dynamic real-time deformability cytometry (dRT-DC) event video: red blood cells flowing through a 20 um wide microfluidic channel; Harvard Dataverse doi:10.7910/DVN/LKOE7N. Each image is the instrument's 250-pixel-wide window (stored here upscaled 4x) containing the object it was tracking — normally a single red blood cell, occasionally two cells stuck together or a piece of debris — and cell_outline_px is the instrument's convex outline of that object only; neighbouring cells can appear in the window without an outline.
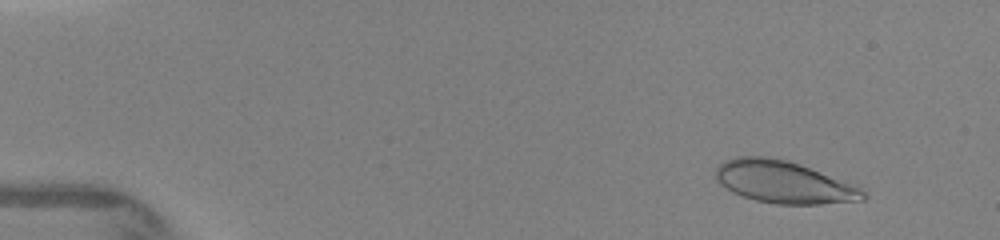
{"species": "human", "species_latin": "Homo sapiens", "temperature_condition": "warm", "stored_images_in_passage": 39, "camera_frame_rate_fps": 3000, "um_per_image_px": 0.085, "donor": {"sex": "female"}, "frame": {"image": 1, "passage_image": 4, "time_ms": 1.0, "image_size_px": [1000, 240], "cell_outline_px": [[868, 196], [864, 200], [820, 204], [776, 204], [756, 200], [732, 192], [720, 184], [716, 180], [716, 168], [724, 160], [736, 156], [768, 156], [788, 160], [800, 164], [860, 188]], "centroid_in_image_um": [66.57, 15.47], "position_along_channel_um": 18.4, "area_um2": 36.01}}
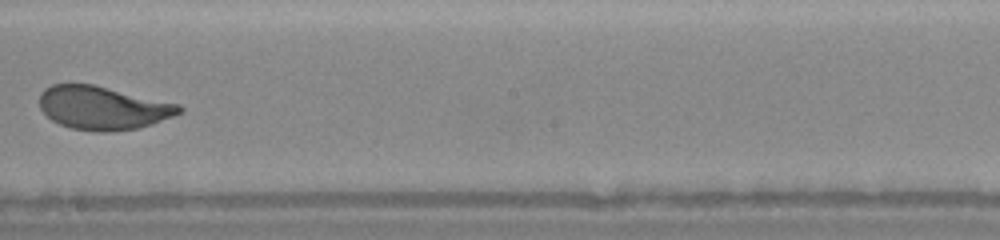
{"frame": {"image": 2, "passage_image": 21, "time_ms": 8.667, "image_size_px": [1000, 240], "cell_outline_px": [[184, 108], [180, 112], [172, 116], [152, 124], [140, 128], [108, 132], [92, 132], [72, 128], [60, 124], [52, 120], [40, 108], [40, 92], [44, 88], [52, 84], [92, 84], [180, 104]], "centroid_in_image_um": [8.74, 9.17], "position_along_channel_um": 239.5, "area_um2": 35.32}}
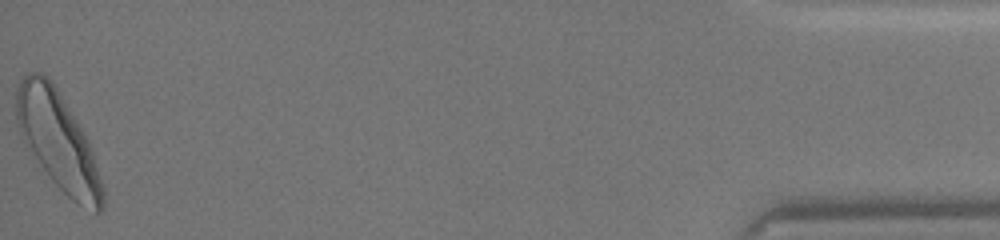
{"frame": {"image": 3, "passage_image": 39, "time_ms": 15.0, "image_size_px": [1000, 240], "cell_outline_px": [[104, 208], [100, 212], [96, 212], [72, 200], [52, 180], [40, 164], [24, 140], [20, 132], [16, 120], [16, 88], [20, 80], [28, 72], [44, 72], [52, 80], [84, 132], [88, 140], [104, 188]], "centroid_in_image_um": [4.93, 11.92], "position_along_channel_um": 430.3, "area_um2": 48.49}}